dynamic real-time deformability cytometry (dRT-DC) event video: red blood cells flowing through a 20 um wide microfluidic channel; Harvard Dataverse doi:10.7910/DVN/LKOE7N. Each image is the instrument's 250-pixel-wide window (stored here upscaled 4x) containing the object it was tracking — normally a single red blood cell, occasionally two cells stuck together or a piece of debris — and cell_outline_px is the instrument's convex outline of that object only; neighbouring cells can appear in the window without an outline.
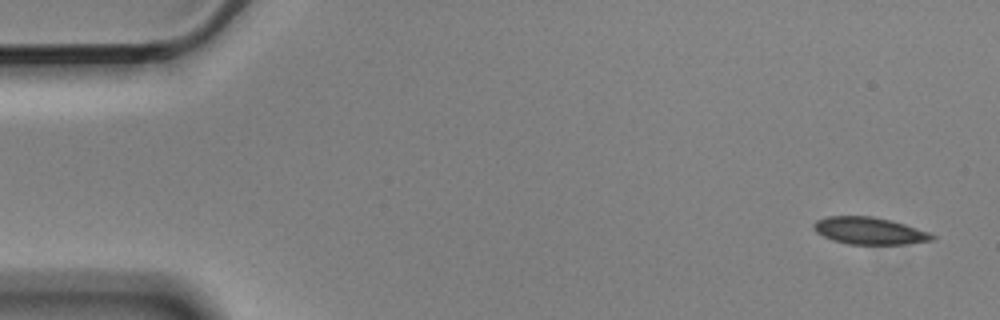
{"species": "Egyptian fruit bat (a non-hibernating species)", "species_latin": "Rousettus aegyptiacus", "temperature_condition": "cold", "stored_images_in_passage": 8, "camera_frame_rate_fps": 3000, "um_per_image_px": 0.085, "animal": {"sex": "male"}, "frame": {"image": 1, "passage_image": 1, "time_ms": 0.0, "image_size_px": [1000, 320], "cell_outline_px": [[936, 236], [932, 240], [904, 244], [848, 244], [832, 240], [816, 232], [812, 228], [812, 224], [816, 220], [828, 216], [872, 216], [892, 220], [928, 232]], "centroid_in_image_um": [73.85, 19.61], "position_along_channel_um": 11.2, "area_um2": 18.67}}
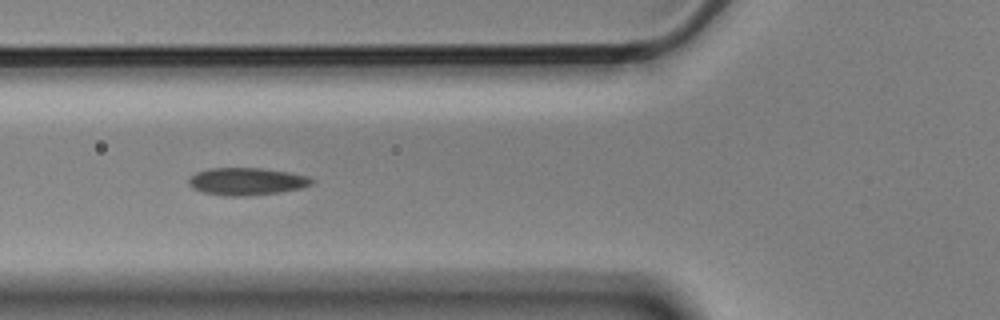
{"frame": {"image": 2, "passage_image": 6, "time_ms": 1.667, "image_size_px": [1000, 320], "cell_outline_px": [[316, 180], [312, 184], [300, 188], [280, 192], [244, 196], [224, 196], [204, 192], [192, 188], [188, 184], [188, 180], [196, 172], [212, 168], [260, 168], [288, 172], [308, 176]], "centroid_in_image_um": [20.97, 15.42], "position_along_channel_um": 104.8, "area_um2": 19.59}}
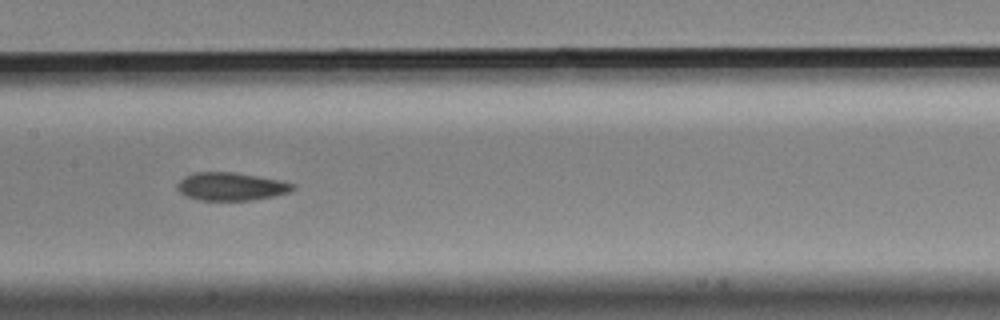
{"frame": {"image": 3, "passage_image": 8, "time_ms": 2.333, "image_size_px": [1000, 320], "cell_outline_px": [[296, 188], [288, 192], [272, 196], [252, 200], [200, 200], [184, 196], [176, 188], [176, 184], [184, 176], [196, 172], [232, 172], [280, 180], [296, 184]], "centroid_in_image_um": [19.61, 15.85], "position_along_channel_um": 187.8, "area_um2": 18.84}}